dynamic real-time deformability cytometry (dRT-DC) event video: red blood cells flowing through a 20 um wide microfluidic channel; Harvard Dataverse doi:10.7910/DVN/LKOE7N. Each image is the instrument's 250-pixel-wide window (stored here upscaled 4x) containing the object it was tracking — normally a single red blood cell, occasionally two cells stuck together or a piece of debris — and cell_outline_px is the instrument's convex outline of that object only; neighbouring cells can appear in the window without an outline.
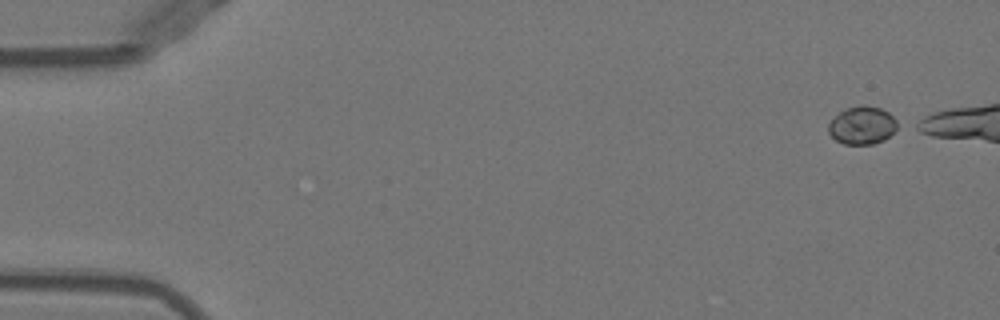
{"species": "Egyptian fruit bat (a non-hibernating species)", "species_latin": "Rousettus aegyptiacus", "temperature_condition": "warm", "stored_images_in_passage": 40, "camera_frame_rate_fps": 3000, "um_per_image_px": 0.085, "animal": {"sex": "female"}, "frame": {"image": 1, "passage_image": 1, "time_ms": 0.0, "image_size_px": [1000, 320], "cell_outline_px": [[904, 124], [900, 128], [884, 140], [872, 144], [844, 144], [836, 140], [828, 132], [828, 124], [840, 112], [848, 108], [860, 104], [864, 104], [880, 108], [888, 112]], "centroid_in_image_um": [73.38, 10.65], "position_along_channel_um": 11.6, "area_um2": 15.61}}
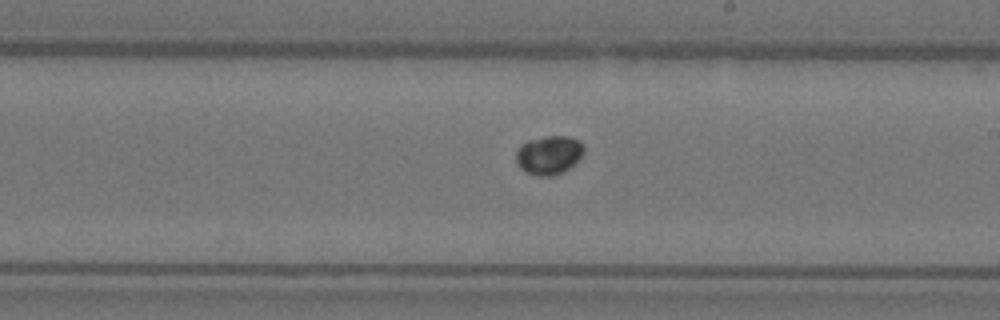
{"frame": {"image": 2, "passage_image": 28, "time_ms": 9.0, "image_size_px": [1000, 320], "cell_outline_px": [[584, 152], [580, 160], [564, 172], [552, 176], [536, 176], [520, 168], [516, 160], [516, 152], [520, 144], [528, 140], [544, 136], [568, 136], [580, 140], [584, 144]], "centroid_in_image_um": [46.69, 13.17], "position_along_channel_um": 242.3, "area_um2": 15.66}}
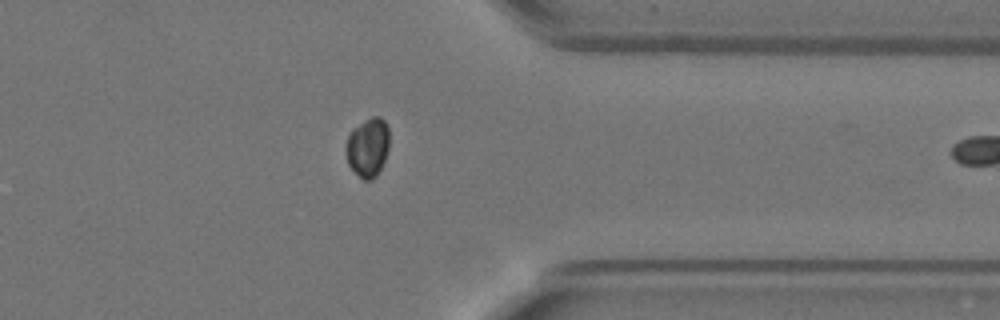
{"frame": {"image": 3, "passage_image": 39, "time_ms": 12.667, "image_size_px": [1000, 320], "cell_outline_px": [[388, 148], [384, 160], [376, 176], [372, 180], [364, 180], [348, 164], [344, 152], [348, 136], [352, 128], [372, 116], [380, 116], [388, 124]], "centroid_in_image_um": [31.25, 12.5], "position_along_channel_um": 380.2, "area_um2": 14.91}}